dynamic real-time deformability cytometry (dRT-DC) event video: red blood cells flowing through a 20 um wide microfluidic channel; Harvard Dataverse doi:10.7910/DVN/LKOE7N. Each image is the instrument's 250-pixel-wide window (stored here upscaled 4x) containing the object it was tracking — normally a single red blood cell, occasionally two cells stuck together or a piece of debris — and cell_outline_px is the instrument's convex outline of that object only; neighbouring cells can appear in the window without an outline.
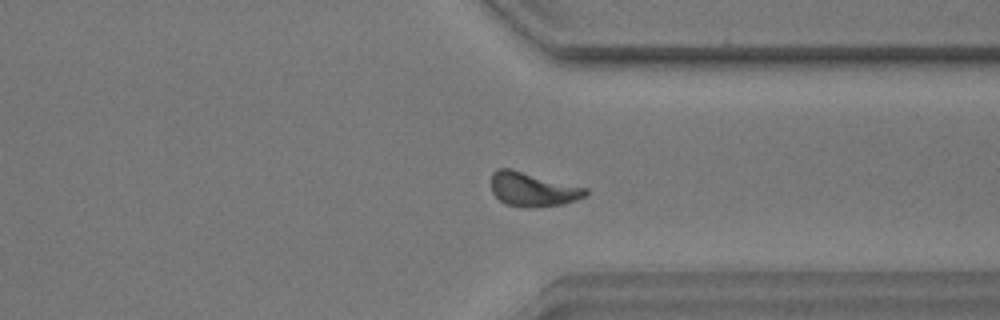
{"species": "common noctule bat (a hibernating species)", "species_latin": "Nyctalus noctula", "temperature_condition": "warm", "stored_images_in_passage": 50, "camera_frame_rate_fps": 3000, "um_per_image_px": 0.085, "animal": {"sex": "male", "body_mass_g": 17.9}, "frame": {"image": 1, "passage_image": 36, "time_ms": 11.667, "image_size_px": [1000, 320], "cell_outline_px": [[588, 192], [584, 196], [576, 200], [560, 204], [508, 204], [500, 200], [492, 192], [492, 172], [496, 168], [512, 168], [588, 188]], "centroid_in_image_um": [45.28, 16.01], "position_along_channel_um": 366.1, "area_um2": 17.98}, "authors_computed_cell_mechanics": {"area_um2": 17.8602, "velocity_mm_per_s": 3.504, "shape_relaxation_time_tau1_ms": 4.4902, "shape_relaxation_time_tau2_ms": 3.0097, "deformation_change_tau1": 0.1516, "deformation_change_tau2": 0.0629}}